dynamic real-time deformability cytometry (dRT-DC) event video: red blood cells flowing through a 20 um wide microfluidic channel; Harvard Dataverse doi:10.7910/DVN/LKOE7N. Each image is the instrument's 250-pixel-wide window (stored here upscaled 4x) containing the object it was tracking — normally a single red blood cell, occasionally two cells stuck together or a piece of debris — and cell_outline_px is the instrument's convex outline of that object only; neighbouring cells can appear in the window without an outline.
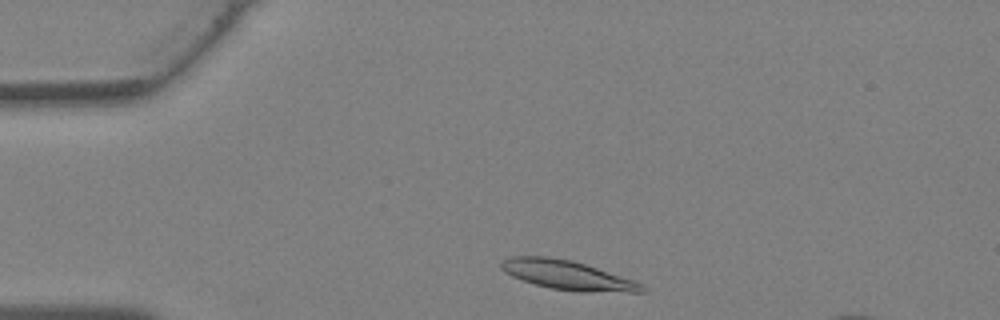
{"species": "Egyptian fruit bat (a non-hibernating species)", "species_latin": "Rousettus aegyptiacus", "temperature_condition": "warm", "stored_images_in_passage": 25, "camera_frame_rate_fps": 3000, "um_per_image_px": 0.085, "animal": {"sex": "female"}, "frame": {"image": 1, "passage_image": 2, "time_ms": 0.333, "image_size_px": [1000, 320], "cell_outline_px": [[648, 288], [644, 292], [576, 292], [552, 288], [536, 284], [512, 276], [504, 272], [500, 268], [500, 260], [512, 256], [548, 256], [572, 260], [636, 280]], "centroid_in_image_um": [48.26, 23.38], "position_along_channel_um": 36.7, "area_um2": 24.22}}
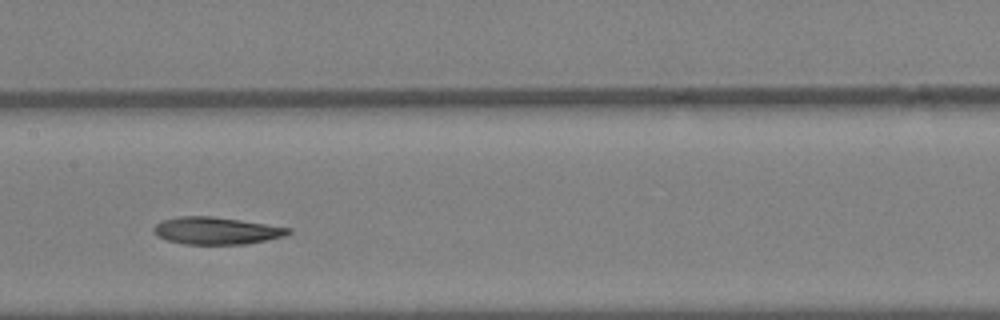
{"frame": {"image": 2, "passage_image": 13, "time_ms": 4.0, "image_size_px": [1000, 320], "cell_outline_px": [[292, 232], [284, 236], [268, 240], [248, 244], [184, 244], [168, 240], [156, 236], [152, 232], [152, 228], [160, 220], [180, 216], [212, 216], [240, 220], [292, 228]], "centroid_in_image_um": [18.37, 19.61], "position_along_channel_um": 189.0, "area_um2": 21.56}}
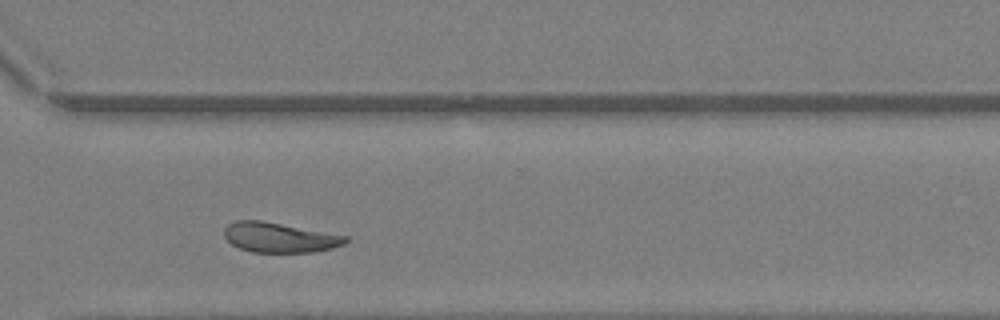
{"frame": {"image": 3, "passage_image": 22, "time_ms": 7.0, "image_size_px": [1000, 320], "cell_outline_px": [[348, 240], [344, 244], [332, 248], [312, 252], [252, 252], [240, 248], [232, 244], [224, 236], [224, 228], [228, 224], [236, 220], [260, 220], [348, 236]], "centroid_in_image_um": [23.74, 20.18], "position_along_channel_um": 346.9, "area_um2": 20.98}}